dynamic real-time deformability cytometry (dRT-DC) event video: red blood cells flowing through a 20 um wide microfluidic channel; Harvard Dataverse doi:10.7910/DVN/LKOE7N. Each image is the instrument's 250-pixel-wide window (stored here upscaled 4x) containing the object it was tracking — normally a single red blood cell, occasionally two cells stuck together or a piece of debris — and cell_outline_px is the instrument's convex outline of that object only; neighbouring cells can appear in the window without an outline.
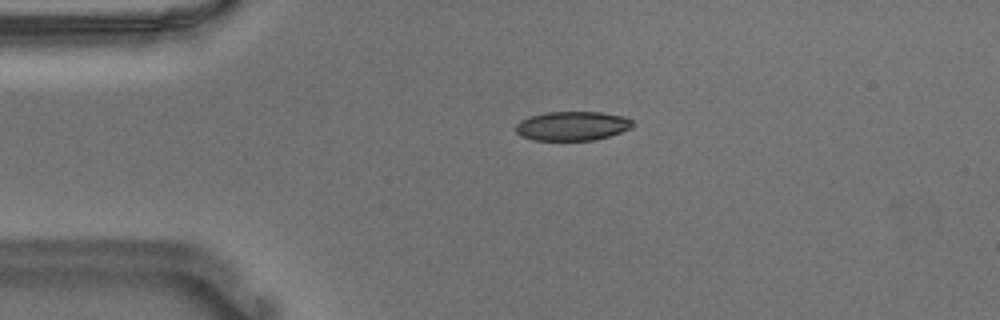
{"species": "Egyptian fruit bat (a non-hibernating species)", "species_latin": "Rousettus aegyptiacus", "temperature_condition": "warm", "stored_images_in_passage": 45, "camera_frame_rate_fps": 3000, "um_per_image_px": 0.085, "animal": {"sex": "male"}, "frame": {"image": 1, "passage_image": 2, "time_ms": 0.333, "image_size_px": [1000, 320], "cell_outline_px": [[632, 128], [596, 140], [532, 140], [520, 136], [516, 132], [516, 124], [520, 120], [528, 116], [548, 112], [600, 112], [624, 116], [632, 120]], "centroid_in_image_um": [48.61, 10.7], "position_along_channel_um": 36.4, "area_um2": 19.94}}
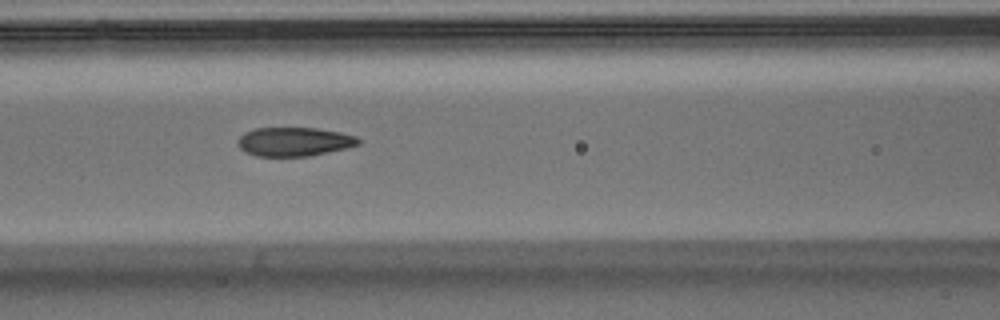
{"frame": {"image": 2, "passage_image": 13, "time_ms": 4.0, "image_size_px": [1000, 320], "cell_outline_px": [[360, 144], [348, 148], [308, 156], [256, 156], [244, 152], [236, 144], [236, 140], [244, 132], [252, 128], [316, 128], [340, 132], [356, 136], [360, 140]], "centroid_in_image_um": [24.97, 12.04], "position_along_channel_um": 141.6, "area_um2": 20.52}}
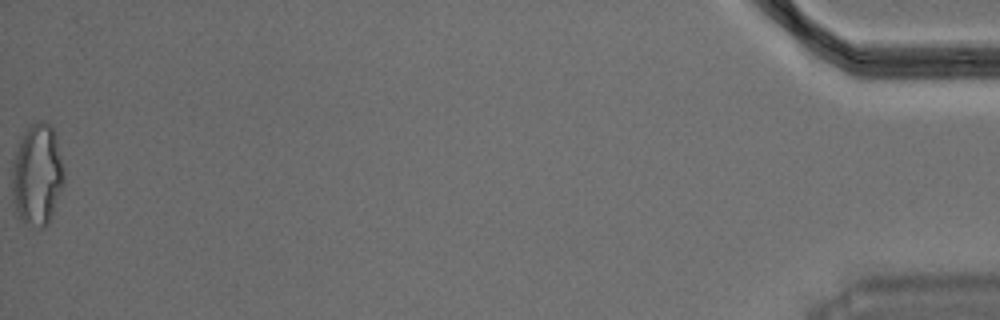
{"frame": {"image": 3, "passage_image": 45, "time_ms": 14.667, "image_size_px": [1000, 320], "cell_outline_px": [[64, 184], [52, 216], [48, 224], [44, 228], [40, 228], [24, 224], [16, 212], [12, 200], [12, 156], [20, 136], [28, 124], [36, 120], [44, 120], [56, 132], [64, 172]], "centroid_in_image_um": [3.14, 14.82], "position_along_channel_um": 432.1, "area_um2": 31.85}, "authors_computed_cell_mechanics": {"area_um2": 21.4438, "velocity_mm_per_s": 3.6782, "shape_relaxation_time_tau1_ms": 10.4628, "shape_relaxation_time_tau2_ms": 1.5009, "deformation_change_tau1": 0.2626, "deformation_change_tau2": 0.0671}}